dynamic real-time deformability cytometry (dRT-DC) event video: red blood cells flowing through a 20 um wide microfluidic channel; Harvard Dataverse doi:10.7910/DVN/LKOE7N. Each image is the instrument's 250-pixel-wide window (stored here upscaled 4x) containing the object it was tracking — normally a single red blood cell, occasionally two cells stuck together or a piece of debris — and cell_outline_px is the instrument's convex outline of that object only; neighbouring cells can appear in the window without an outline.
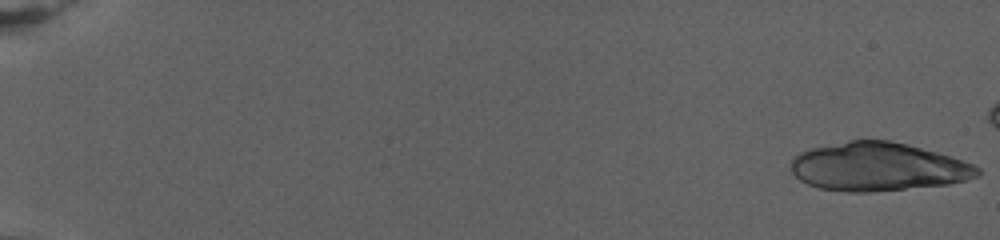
{"species": "human", "species_latin": "Homo sapiens", "temperature_condition": "warm", "stored_images_in_passage": 29, "camera_frame_rate_fps": 3000, "um_per_image_px": 0.085, "donor": {"sex": "female"}, "frame": {"image": 1, "passage_image": 1, "time_ms": 0.0, "image_size_px": [1000, 240], "cell_outline_px": [[980, 176], [948, 184], [868, 192], [848, 192], [820, 188], [808, 184], [800, 180], [792, 172], [792, 156], [800, 152], [812, 148], [848, 140], [888, 140], [936, 152], [972, 164], [980, 168]], "centroid_in_image_um": [74.6, 14.18], "position_along_channel_um": 10.4, "area_um2": 52.14}}